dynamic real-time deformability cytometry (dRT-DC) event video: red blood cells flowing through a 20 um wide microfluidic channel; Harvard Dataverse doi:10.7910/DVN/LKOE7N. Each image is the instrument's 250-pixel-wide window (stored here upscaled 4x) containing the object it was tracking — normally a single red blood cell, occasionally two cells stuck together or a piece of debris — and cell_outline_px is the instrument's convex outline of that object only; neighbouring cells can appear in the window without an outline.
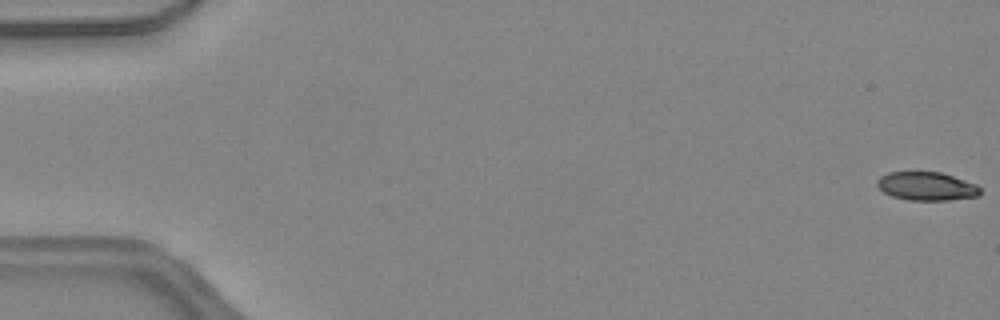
{"species": "common noctule bat (a hibernating species)", "species_latin": "Nyctalus noctula", "temperature_condition": "warm", "stored_images_in_passage": 46, "camera_frame_rate_fps": 3000, "um_per_image_px": 0.085, "animal": {"sex": "female", "body_mass_g": 24.6, "forearm_length_mm": 56.2}, "frame": {"image": 1, "passage_image": 1, "time_ms": 0.0, "image_size_px": [1000, 320], "cell_outline_px": [[980, 196], [948, 200], [908, 200], [892, 196], [884, 192], [876, 184], [876, 180], [880, 176], [888, 172], [940, 172], [976, 184], [980, 188]], "centroid_in_image_um": [78.75, 15.83], "position_along_channel_um": 6.3, "area_um2": 17.05}}
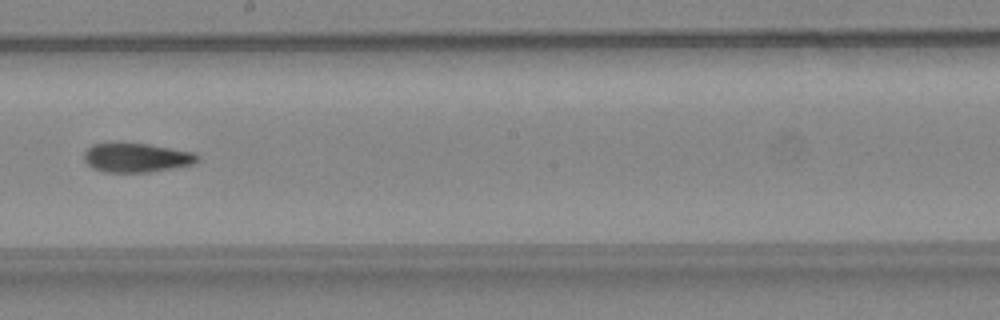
{"frame": {"image": 2, "passage_image": 27, "time_ms": 8.667, "image_size_px": [1000, 320], "cell_outline_px": [[200, 160], [192, 164], [172, 168], [148, 172], [104, 172], [92, 168], [84, 160], [84, 152], [92, 144], [148, 144], [196, 152], [200, 156]], "centroid_in_image_um": [11.64, 13.41], "position_along_channel_um": 236.6, "area_um2": 19.13}}
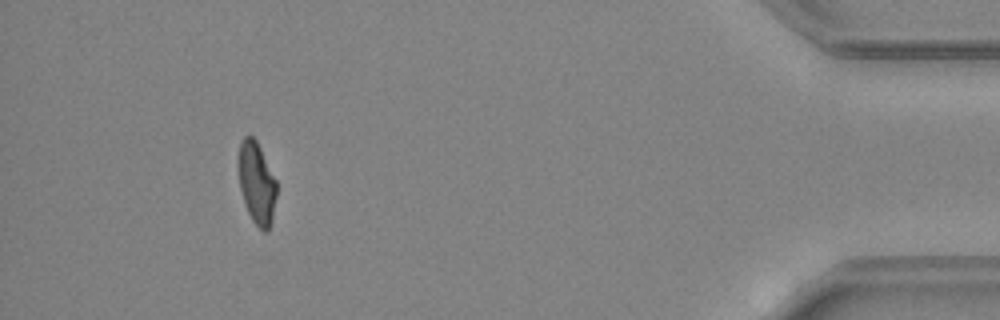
{"frame": {"image": 3, "passage_image": 43, "time_ms": 14.0, "image_size_px": [1000, 320], "cell_outline_px": [[276, 196], [272, 220], [268, 232], [264, 232], [252, 220], [244, 204], [240, 188], [236, 164], [240, 140], [244, 136], [252, 136], [256, 140], [276, 180]], "centroid_in_image_um": [21.78, 15.54], "position_along_channel_um": 413.4, "area_um2": 18.5}, "authors_computed_cell_mechanics": {"area_um2": 19.1318, "velocity_mm_per_s": 4.5258, "shape_relaxation_time_tau1_ms": null, "shape_relaxation_time_tau2_ms": 3.5777, "deformation_change_tau1": null, "deformation_change_tau2": 0.1165}}